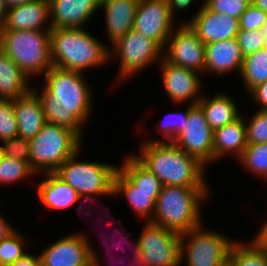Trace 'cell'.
<instances>
[{"instance_id":"681fc988","label":"cell","mask_w":267,"mask_h":266,"mask_svg":"<svg viewBox=\"0 0 267 266\" xmlns=\"http://www.w3.org/2000/svg\"><path fill=\"white\" fill-rule=\"evenodd\" d=\"M251 3L254 6L261 8L263 11L267 12V0H251Z\"/></svg>"},{"instance_id":"484cf974","label":"cell","mask_w":267,"mask_h":266,"mask_svg":"<svg viewBox=\"0 0 267 266\" xmlns=\"http://www.w3.org/2000/svg\"><path fill=\"white\" fill-rule=\"evenodd\" d=\"M114 188L116 193L121 196L123 194L131 206L133 212L138 217L152 221L157 198H153V192L139 191L137 188L119 171L114 176ZM148 218V219H147Z\"/></svg>"},{"instance_id":"277c9868","label":"cell","mask_w":267,"mask_h":266,"mask_svg":"<svg viewBox=\"0 0 267 266\" xmlns=\"http://www.w3.org/2000/svg\"><path fill=\"white\" fill-rule=\"evenodd\" d=\"M208 192L207 187L162 186L151 222L179 234L199 227L201 203Z\"/></svg>"},{"instance_id":"f1b7e54d","label":"cell","mask_w":267,"mask_h":266,"mask_svg":"<svg viewBox=\"0 0 267 266\" xmlns=\"http://www.w3.org/2000/svg\"><path fill=\"white\" fill-rule=\"evenodd\" d=\"M229 259L234 266H267V254L252 241L247 245L236 241Z\"/></svg>"},{"instance_id":"d590c367","label":"cell","mask_w":267,"mask_h":266,"mask_svg":"<svg viewBox=\"0 0 267 266\" xmlns=\"http://www.w3.org/2000/svg\"><path fill=\"white\" fill-rule=\"evenodd\" d=\"M0 154L25 161L30 164V144L28 139L16 136L2 142Z\"/></svg>"},{"instance_id":"f5cc1de1","label":"cell","mask_w":267,"mask_h":266,"mask_svg":"<svg viewBox=\"0 0 267 266\" xmlns=\"http://www.w3.org/2000/svg\"><path fill=\"white\" fill-rule=\"evenodd\" d=\"M219 266H234V265H233L232 261L228 258L226 261H224Z\"/></svg>"},{"instance_id":"7c38bea8","label":"cell","mask_w":267,"mask_h":266,"mask_svg":"<svg viewBox=\"0 0 267 266\" xmlns=\"http://www.w3.org/2000/svg\"><path fill=\"white\" fill-rule=\"evenodd\" d=\"M41 266H99L100 259L83 233L67 235L39 254Z\"/></svg>"},{"instance_id":"30bf717a","label":"cell","mask_w":267,"mask_h":266,"mask_svg":"<svg viewBox=\"0 0 267 266\" xmlns=\"http://www.w3.org/2000/svg\"><path fill=\"white\" fill-rule=\"evenodd\" d=\"M139 236L141 259L148 266H180L181 234L146 221Z\"/></svg>"},{"instance_id":"5b68a950","label":"cell","mask_w":267,"mask_h":266,"mask_svg":"<svg viewBox=\"0 0 267 266\" xmlns=\"http://www.w3.org/2000/svg\"><path fill=\"white\" fill-rule=\"evenodd\" d=\"M0 49L29 80L34 75L45 74L53 66L50 31L0 30Z\"/></svg>"},{"instance_id":"4dcf8cb0","label":"cell","mask_w":267,"mask_h":266,"mask_svg":"<svg viewBox=\"0 0 267 266\" xmlns=\"http://www.w3.org/2000/svg\"><path fill=\"white\" fill-rule=\"evenodd\" d=\"M33 174L29 163L0 154V184L11 185Z\"/></svg>"},{"instance_id":"4316f807","label":"cell","mask_w":267,"mask_h":266,"mask_svg":"<svg viewBox=\"0 0 267 266\" xmlns=\"http://www.w3.org/2000/svg\"><path fill=\"white\" fill-rule=\"evenodd\" d=\"M118 170L137 188L139 191L153 192V198H157L162 189L160 179L148 170L135 155L128 156L123 160Z\"/></svg>"},{"instance_id":"9c48e42d","label":"cell","mask_w":267,"mask_h":266,"mask_svg":"<svg viewBox=\"0 0 267 266\" xmlns=\"http://www.w3.org/2000/svg\"><path fill=\"white\" fill-rule=\"evenodd\" d=\"M115 58H120L119 76L121 80L129 79L137 74L156 59L163 58L161 53L165 51L157 42L145 35L130 30L125 36L118 39L112 45Z\"/></svg>"},{"instance_id":"bcb514c9","label":"cell","mask_w":267,"mask_h":266,"mask_svg":"<svg viewBox=\"0 0 267 266\" xmlns=\"http://www.w3.org/2000/svg\"><path fill=\"white\" fill-rule=\"evenodd\" d=\"M119 221H121V220H119ZM107 222V221H106ZM116 229V228H115ZM116 230H118V229H116ZM120 232V231H119ZM119 235H121L120 233H119ZM123 235V234H122ZM125 238H128V237H125ZM121 239V238H120ZM122 241V240H121ZM106 242V241H105ZM115 242V241H114ZM112 243V244H114L115 245V243ZM136 245H135V249L133 250V252H134V256H133V259H141V249H140V245H139V241H138V239H137V242L135 243ZM113 248V247H112ZM116 248H119V249H125L124 248V245L121 243V244H118V246H116Z\"/></svg>"},{"instance_id":"5bb4252c","label":"cell","mask_w":267,"mask_h":266,"mask_svg":"<svg viewBox=\"0 0 267 266\" xmlns=\"http://www.w3.org/2000/svg\"><path fill=\"white\" fill-rule=\"evenodd\" d=\"M167 0H139L133 29L165 49L174 29Z\"/></svg>"},{"instance_id":"2e32d148","label":"cell","mask_w":267,"mask_h":266,"mask_svg":"<svg viewBox=\"0 0 267 266\" xmlns=\"http://www.w3.org/2000/svg\"><path fill=\"white\" fill-rule=\"evenodd\" d=\"M188 23L206 45L226 39H233L239 33V19L214 12L203 3Z\"/></svg>"},{"instance_id":"f35d334b","label":"cell","mask_w":267,"mask_h":266,"mask_svg":"<svg viewBox=\"0 0 267 266\" xmlns=\"http://www.w3.org/2000/svg\"><path fill=\"white\" fill-rule=\"evenodd\" d=\"M266 22L267 12L251 3L239 18V30H258L261 29Z\"/></svg>"},{"instance_id":"44dd1931","label":"cell","mask_w":267,"mask_h":266,"mask_svg":"<svg viewBox=\"0 0 267 266\" xmlns=\"http://www.w3.org/2000/svg\"><path fill=\"white\" fill-rule=\"evenodd\" d=\"M139 0H101L111 45L133 29Z\"/></svg>"},{"instance_id":"f546056e","label":"cell","mask_w":267,"mask_h":266,"mask_svg":"<svg viewBox=\"0 0 267 266\" xmlns=\"http://www.w3.org/2000/svg\"><path fill=\"white\" fill-rule=\"evenodd\" d=\"M238 160L246 170L267 179V143L247 145Z\"/></svg>"},{"instance_id":"83f0119b","label":"cell","mask_w":267,"mask_h":266,"mask_svg":"<svg viewBox=\"0 0 267 266\" xmlns=\"http://www.w3.org/2000/svg\"><path fill=\"white\" fill-rule=\"evenodd\" d=\"M239 75L248 93L254 87L267 81V50L264 48L245 56Z\"/></svg>"},{"instance_id":"f6af8a7d","label":"cell","mask_w":267,"mask_h":266,"mask_svg":"<svg viewBox=\"0 0 267 266\" xmlns=\"http://www.w3.org/2000/svg\"><path fill=\"white\" fill-rule=\"evenodd\" d=\"M117 193H116V190H115V188L113 187L108 193H101V194H81V195H79L78 196V200L80 201V199H81V201L83 202V200H84V202L85 201H88L90 198L92 199H95V196H102V195H116ZM94 195V197H92ZM84 198V199H83ZM90 199V200H91ZM92 201V200H91ZM83 204V203H82ZM82 204L79 206V208H78V210H81L82 209ZM87 204V203H86ZM85 206H87V205H85ZM89 214H90V211H89ZM89 214H87V215H89Z\"/></svg>"},{"instance_id":"f907efd6","label":"cell","mask_w":267,"mask_h":266,"mask_svg":"<svg viewBox=\"0 0 267 266\" xmlns=\"http://www.w3.org/2000/svg\"><path fill=\"white\" fill-rule=\"evenodd\" d=\"M123 260V259H122ZM122 260H120V261H122ZM124 261V260H123ZM122 261V263H124ZM132 262V264H133V266H148L147 264H146V262L144 261V260H142V259H133V261H131ZM131 264V263H130Z\"/></svg>"},{"instance_id":"52a82bcc","label":"cell","mask_w":267,"mask_h":266,"mask_svg":"<svg viewBox=\"0 0 267 266\" xmlns=\"http://www.w3.org/2000/svg\"><path fill=\"white\" fill-rule=\"evenodd\" d=\"M79 151L69 157L54 173L81 194L108 193L114 187L119 166L103 162L77 160Z\"/></svg>"},{"instance_id":"1f68e13d","label":"cell","mask_w":267,"mask_h":266,"mask_svg":"<svg viewBox=\"0 0 267 266\" xmlns=\"http://www.w3.org/2000/svg\"><path fill=\"white\" fill-rule=\"evenodd\" d=\"M16 230L0 242V263L11 265L22 258L25 252V238ZM24 249V250H23Z\"/></svg>"},{"instance_id":"cb8c5ba5","label":"cell","mask_w":267,"mask_h":266,"mask_svg":"<svg viewBox=\"0 0 267 266\" xmlns=\"http://www.w3.org/2000/svg\"><path fill=\"white\" fill-rule=\"evenodd\" d=\"M29 82L18 65L0 49V99L22 97L31 90Z\"/></svg>"},{"instance_id":"8d00e7d4","label":"cell","mask_w":267,"mask_h":266,"mask_svg":"<svg viewBox=\"0 0 267 266\" xmlns=\"http://www.w3.org/2000/svg\"><path fill=\"white\" fill-rule=\"evenodd\" d=\"M194 105L190 103L188 106L187 110H185V113H169V119L165 120L164 122L160 123V127H158L159 132L163 133L164 138H166L167 142H172L175 137L182 132V130L185 128L187 124V118H188V113L189 110L193 107ZM167 116V115H166ZM165 116V118H166ZM172 117V118H170ZM174 118V119H173ZM161 130V131H160Z\"/></svg>"},{"instance_id":"ac0fdd59","label":"cell","mask_w":267,"mask_h":266,"mask_svg":"<svg viewBox=\"0 0 267 266\" xmlns=\"http://www.w3.org/2000/svg\"><path fill=\"white\" fill-rule=\"evenodd\" d=\"M50 18V3L48 0H34L8 9L4 24L0 30H40L50 31L51 24L43 28Z\"/></svg>"},{"instance_id":"ee69618b","label":"cell","mask_w":267,"mask_h":266,"mask_svg":"<svg viewBox=\"0 0 267 266\" xmlns=\"http://www.w3.org/2000/svg\"><path fill=\"white\" fill-rule=\"evenodd\" d=\"M15 229L0 215V242L12 234Z\"/></svg>"},{"instance_id":"74e56055","label":"cell","mask_w":267,"mask_h":266,"mask_svg":"<svg viewBox=\"0 0 267 266\" xmlns=\"http://www.w3.org/2000/svg\"><path fill=\"white\" fill-rule=\"evenodd\" d=\"M236 38L243 57L265 48V35L261 29L239 30Z\"/></svg>"},{"instance_id":"db71d44e","label":"cell","mask_w":267,"mask_h":266,"mask_svg":"<svg viewBox=\"0 0 267 266\" xmlns=\"http://www.w3.org/2000/svg\"><path fill=\"white\" fill-rule=\"evenodd\" d=\"M0 266H10V265H5V264H1V263H0Z\"/></svg>"},{"instance_id":"60d3db41","label":"cell","mask_w":267,"mask_h":266,"mask_svg":"<svg viewBox=\"0 0 267 266\" xmlns=\"http://www.w3.org/2000/svg\"><path fill=\"white\" fill-rule=\"evenodd\" d=\"M10 266H41L40 255L26 253L22 258L12 263Z\"/></svg>"},{"instance_id":"603a6c76","label":"cell","mask_w":267,"mask_h":266,"mask_svg":"<svg viewBox=\"0 0 267 266\" xmlns=\"http://www.w3.org/2000/svg\"><path fill=\"white\" fill-rule=\"evenodd\" d=\"M241 115L233 122L214 130V161L227 153H234L239 158L248 145L246 121Z\"/></svg>"},{"instance_id":"e575fe53","label":"cell","mask_w":267,"mask_h":266,"mask_svg":"<svg viewBox=\"0 0 267 266\" xmlns=\"http://www.w3.org/2000/svg\"><path fill=\"white\" fill-rule=\"evenodd\" d=\"M203 4L214 12L239 19L251 0H205Z\"/></svg>"},{"instance_id":"7bdbcfd3","label":"cell","mask_w":267,"mask_h":266,"mask_svg":"<svg viewBox=\"0 0 267 266\" xmlns=\"http://www.w3.org/2000/svg\"><path fill=\"white\" fill-rule=\"evenodd\" d=\"M167 2H168L170 15L173 19H175L174 14L176 12V9L178 10L186 9L188 6H190L193 0H167Z\"/></svg>"},{"instance_id":"c3c4849f","label":"cell","mask_w":267,"mask_h":266,"mask_svg":"<svg viewBox=\"0 0 267 266\" xmlns=\"http://www.w3.org/2000/svg\"><path fill=\"white\" fill-rule=\"evenodd\" d=\"M34 0H5L6 6L8 9L19 6V5H23L25 3L28 2H32Z\"/></svg>"},{"instance_id":"3957f363","label":"cell","mask_w":267,"mask_h":266,"mask_svg":"<svg viewBox=\"0 0 267 266\" xmlns=\"http://www.w3.org/2000/svg\"><path fill=\"white\" fill-rule=\"evenodd\" d=\"M97 38L84 28H52L50 49L53 66L81 72L109 61L112 56Z\"/></svg>"},{"instance_id":"ffe728a7","label":"cell","mask_w":267,"mask_h":266,"mask_svg":"<svg viewBox=\"0 0 267 266\" xmlns=\"http://www.w3.org/2000/svg\"><path fill=\"white\" fill-rule=\"evenodd\" d=\"M14 113L18 125V136L34 138L46 123L38 96L30 90L14 100Z\"/></svg>"},{"instance_id":"9a60e30c","label":"cell","mask_w":267,"mask_h":266,"mask_svg":"<svg viewBox=\"0 0 267 266\" xmlns=\"http://www.w3.org/2000/svg\"><path fill=\"white\" fill-rule=\"evenodd\" d=\"M160 65L165 91L173 103H184L192 99L191 104L196 105L203 96L199 92L202 88L200 74L175 66L164 58H161Z\"/></svg>"},{"instance_id":"8fae6325","label":"cell","mask_w":267,"mask_h":266,"mask_svg":"<svg viewBox=\"0 0 267 266\" xmlns=\"http://www.w3.org/2000/svg\"><path fill=\"white\" fill-rule=\"evenodd\" d=\"M213 137L204 111L196 104L189 110L185 128L172 143L206 166L214 161Z\"/></svg>"},{"instance_id":"8992f818","label":"cell","mask_w":267,"mask_h":266,"mask_svg":"<svg viewBox=\"0 0 267 266\" xmlns=\"http://www.w3.org/2000/svg\"><path fill=\"white\" fill-rule=\"evenodd\" d=\"M81 140L69 128L46 122L29 140L30 167L35 173L55 172L69 157L80 151Z\"/></svg>"},{"instance_id":"d6986e66","label":"cell","mask_w":267,"mask_h":266,"mask_svg":"<svg viewBox=\"0 0 267 266\" xmlns=\"http://www.w3.org/2000/svg\"><path fill=\"white\" fill-rule=\"evenodd\" d=\"M205 69L217 76L234 71L241 72L243 54L237 38L211 42L205 45Z\"/></svg>"},{"instance_id":"d6a6232c","label":"cell","mask_w":267,"mask_h":266,"mask_svg":"<svg viewBox=\"0 0 267 266\" xmlns=\"http://www.w3.org/2000/svg\"><path fill=\"white\" fill-rule=\"evenodd\" d=\"M18 136V125L14 113V100L0 99V141Z\"/></svg>"},{"instance_id":"b9f144b4","label":"cell","mask_w":267,"mask_h":266,"mask_svg":"<svg viewBox=\"0 0 267 266\" xmlns=\"http://www.w3.org/2000/svg\"><path fill=\"white\" fill-rule=\"evenodd\" d=\"M252 242L267 254V222L262 226L255 238H253Z\"/></svg>"},{"instance_id":"7a4b0ae2","label":"cell","mask_w":267,"mask_h":266,"mask_svg":"<svg viewBox=\"0 0 267 266\" xmlns=\"http://www.w3.org/2000/svg\"><path fill=\"white\" fill-rule=\"evenodd\" d=\"M135 157L161 181L163 186L207 187L205 166L172 142L146 140Z\"/></svg>"},{"instance_id":"ab89813d","label":"cell","mask_w":267,"mask_h":266,"mask_svg":"<svg viewBox=\"0 0 267 266\" xmlns=\"http://www.w3.org/2000/svg\"><path fill=\"white\" fill-rule=\"evenodd\" d=\"M249 94L259 104V110H267V81L254 87Z\"/></svg>"},{"instance_id":"4fadbf2b","label":"cell","mask_w":267,"mask_h":266,"mask_svg":"<svg viewBox=\"0 0 267 266\" xmlns=\"http://www.w3.org/2000/svg\"><path fill=\"white\" fill-rule=\"evenodd\" d=\"M168 38L163 58L169 63L189 69L199 74L205 69V44L199 39L195 30L182 22Z\"/></svg>"},{"instance_id":"7dc6e473","label":"cell","mask_w":267,"mask_h":266,"mask_svg":"<svg viewBox=\"0 0 267 266\" xmlns=\"http://www.w3.org/2000/svg\"><path fill=\"white\" fill-rule=\"evenodd\" d=\"M8 8L6 6L5 0H0V27L4 24Z\"/></svg>"},{"instance_id":"816d5d0a","label":"cell","mask_w":267,"mask_h":266,"mask_svg":"<svg viewBox=\"0 0 267 266\" xmlns=\"http://www.w3.org/2000/svg\"><path fill=\"white\" fill-rule=\"evenodd\" d=\"M261 30L265 35V49L267 50V22L262 26Z\"/></svg>"},{"instance_id":"7402d4cb","label":"cell","mask_w":267,"mask_h":266,"mask_svg":"<svg viewBox=\"0 0 267 266\" xmlns=\"http://www.w3.org/2000/svg\"><path fill=\"white\" fill-rule=\"evenodd\" d=\"M46 177L37 185L39 200L48 209L61 210L78 201V192L59 178L54 172L42 173Z\"/></svg>"},{"instance_id":"e0dca14e","label":"cell","mask_w":267,"mask_h":266,"mask_svg":"<svg viewBox=\"0 0 267 266\" xmlns=\"http://www.w3.org/2000/svg\"><path fill=\"white\" fill-rule=\"evenodd\" d=\"M52 28H84L100 8L101 0H50Z\"/></svg>"},{"instance_id":"6da1fadb","label":"cell","mask_w":267,"mask_h":266,"mask_svg":"<svg viewBox=\"0 0 267 266\" xmlns=\"http://www.w3.org/2000/svg\"><path fill=\"white\" fill-rule=\"evenodd\" d=\"M45 85L38 96L46 122L74 131L82 139V125L92 110V92L83 73L52 66L45 74Z\"/></svg>"},{"instance_id":"836d02e7","label":"cell","mask_w":267,"mask_h":266,"mask_svg":"<svg viewBox=\"0 0 267 266\" xmlns=\"http://www.w3.org/2000/svg\"><path fill=\"white\" fill-rule=\"evenodd\" d=\"M246 125L247 143H267V110H258Z\"/></svg>"},{"instance_id":"d4e9b609","label":"cell","mask_w":267,"mask_h":266,"mask_svg":"<svg viewBox=\"0 0 267 266\" xmlns=\"http://www.w3.org/2000/svg\"><path fill=\"white\" fill-rule=\"evenodd\" d=\"M197 104L204 111L205 118L213 131L235 121L240 116L238 105L227 94H215L211 99L202 96Z\"/></svg>"},{"instance_id":"ba28073f","label":"cell","mask_w":267,"mask_h":266,"mask_svg":"<svg viewBox=\"0 0 267 266\" xmlns=\"http://www.w3.org/2000/svg\"><path fill=\"white\" fill-rule=\"evenodd\" d=\"M186 239H189L188 244L185 243ZM235 242L215 231L203 229L200 225L181 234V262L186 255L188 266H219L229 258Z\"/></svg>"}]
</instances>
